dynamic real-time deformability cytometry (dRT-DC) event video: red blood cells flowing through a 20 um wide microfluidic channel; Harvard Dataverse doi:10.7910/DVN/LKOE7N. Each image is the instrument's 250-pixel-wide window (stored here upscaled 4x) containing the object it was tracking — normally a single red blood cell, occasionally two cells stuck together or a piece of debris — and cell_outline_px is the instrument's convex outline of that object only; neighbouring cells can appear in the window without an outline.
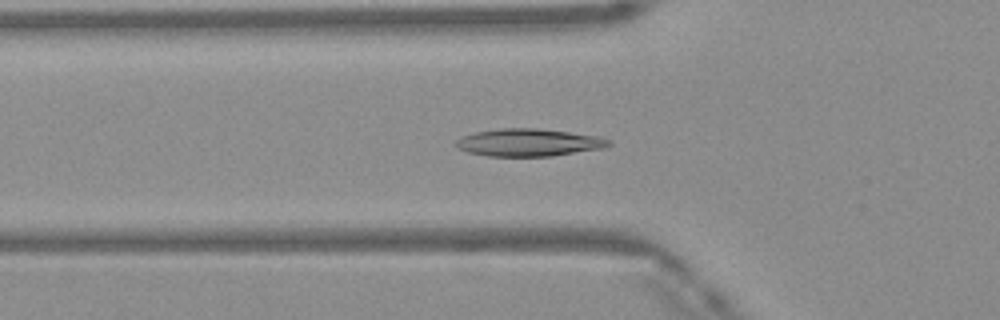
{"species": "Egyptian fruit bat (a non-hibernating species)", "species_latin": "Rousettus aegyptiacus", "temperature_condition": "warm", "stored_images_in_passage": 49, "camera_frame_rate_fps": 3000, "um_per_image_px": 0.085, "frame": {"image": 1, "passage_image": 16, "time_ms": 5.0, "image_size_px": [1000, 320], "cell_outline_px": [[612, 144], [604, 148], [552, 156], [488, 156], [468, 152], [456, 148], [456, 140], [464, 136], [476, 132], [500, 128], [536, 128], [600, 136], [608, 140]], "centroid_in_image_um": [44.95, 12.11], "position_along_channel_um": 80.9, "area_um2": 24.39}}
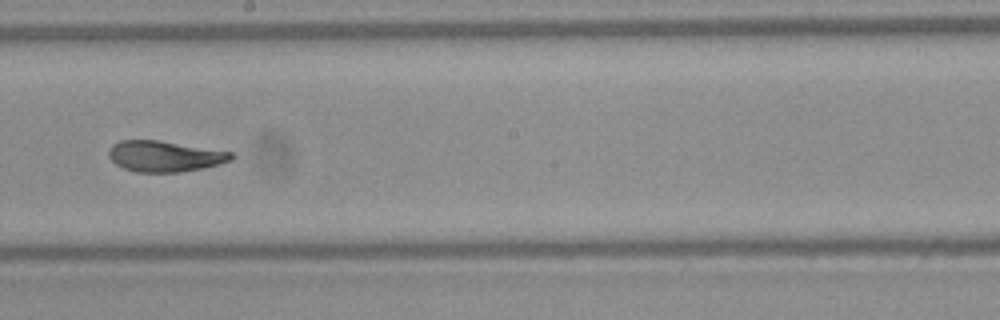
{"frame": {"image": 2, "passage_image": 27, "time_ms": 8.667, "image_size_px": [1000, 320], "cell_outline_px": [[236, 156], [232, 160], [204, 168], [180, 172], [136, 172], [124, 168], [116, 164], [108, 156], [108, 152], [112, 144], [120, 140], [160, 140], [232, 152]], "centroid_in_image_um": [14.0, 13.28], "position_along_channel_um": 234.2, "area_um2": 22.14}}
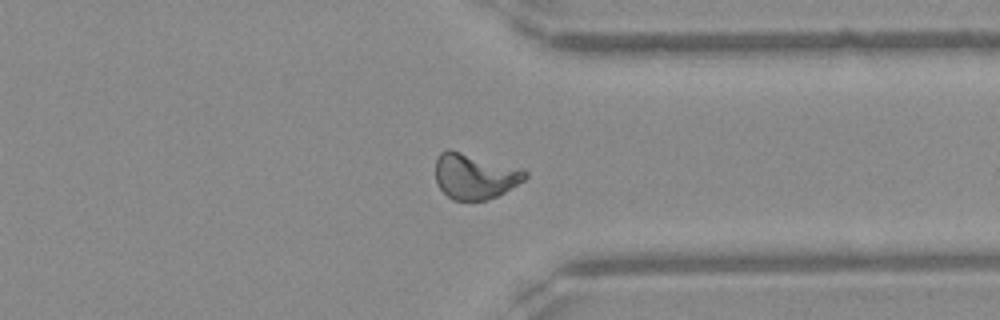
{"frame": {"image": 3, "passage_image": 37, "time_ms": 12.0, "image_size_px": [1000, 320], "cell_outline_px": [[528, 176], [524, 180], [504, 192], [496, 196], [484, 200], [452, 200], [436, 184], [436, 160], [440, 152], [448, 148], [524, 168], [528, 172]], "centroid_in_image_um": [40.36, 14.95], "position_along_channel_um": 371.0, "area_um2": 23.99}, "authors_computed_cell_mechanics": {"area_um2": 22.831, "velocity_mm_per_s": 4.1497, "shape_relaxation_time_tau1_ms": 5.0728, "shape_relaxation_time_tau2_ms": 1.358, "deformation_change_tau1": 0.2004, "deformation_change_tau2": 0.0617}}